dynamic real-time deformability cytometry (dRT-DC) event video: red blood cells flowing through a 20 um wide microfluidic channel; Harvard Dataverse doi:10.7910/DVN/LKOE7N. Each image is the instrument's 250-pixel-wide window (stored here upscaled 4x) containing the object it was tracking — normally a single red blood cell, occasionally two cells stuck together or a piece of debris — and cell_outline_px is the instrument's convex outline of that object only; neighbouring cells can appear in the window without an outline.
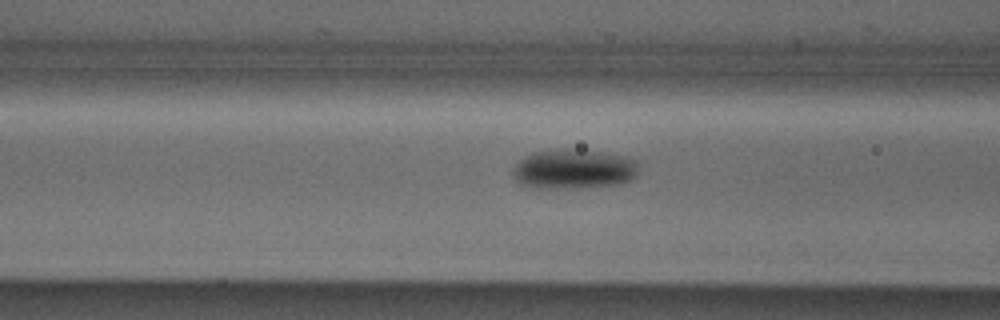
{"species": "Egyptian fruit bat (a non-hibernating species)", "species_latin": "Rousettus aegyptiacus", "temperature_condition": "cold", "stored_images_in_passage": 34, "camera_frame_rate_fps": 3000, "um_per_image_px": 0.085, "animal": {"sex": "male"}, "frame": {"image": 1, "passage_image": 7, "time_ms": 2.0, "image_size_px": [1000, 320], "cell_outline_px": [[640, 160], [636, 176], [628, 180], [616, 184], [548, 188], [528, 188], [520, 184], [512, 176], [512, 168], [524, 156], [532, 152], [556, 148], [568, 148], [604, 152], [624, 156]], "centroid_in_image_um": [48.72, 14.33], "position_along_channel_um": 117.9, "area_um2": 29.3}}
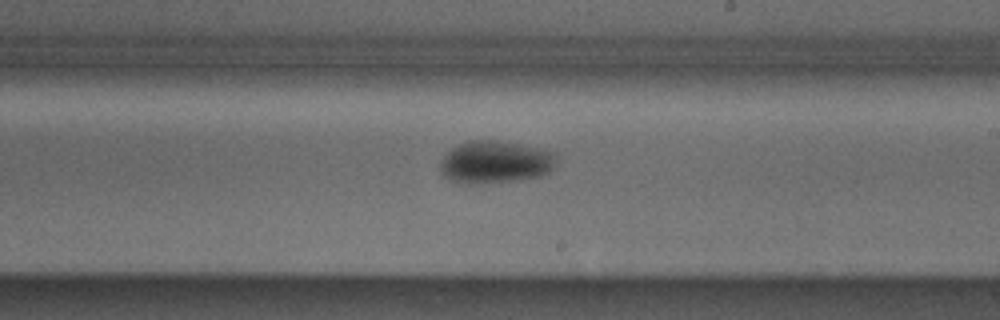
{"frame": {"image": 2, "passage_image": 17, "time_ms": 5.333, "image_size_px": [1000, 320], "cell_outline_px": [[556, 156], [552, 168], [548, 172], [540, 176], [520, 180], [476, 184], [464, 184], [452, 180], [444, 176], [440, 172], [440, 160], [452, 148], [468, 140], [492, 140], [520, 144], [556, 152]], "centroid_in_image_um": [42.07, 13.78], "position_along_channel_um": 246.9, "area_um2": 28.78}}
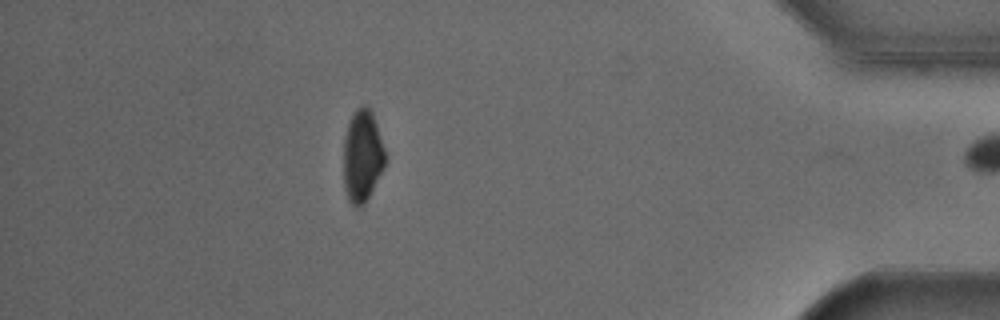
{"frame": {"image": 3, "passage_image": 33, "time_ms": 10.667, "image_size_px": [1000, 320], "cell_outline_px": [[384, 164], [364, 204], [360, 208], [356, 208], [348, 200], [344, 188], [344, 136], [348, 124], [356, 108], [364, 104], [372, 112], [384, 148]], "centroid_in_image_um": [30.76, 13.26], "position_along_channel_um": 404.4, "area_um2": 21.85}, "authors_computed_cell_mechanics": {"area_um2": 27.0504, "velocity_mm_per_s": 3.8833, "shape_relaxation_time_tau1_ms": 2.7864, "shape_relaxation_time_tau2_ms": null, "deformation_change_tau1": 0.0738, "deformation_change_tau2": null}}